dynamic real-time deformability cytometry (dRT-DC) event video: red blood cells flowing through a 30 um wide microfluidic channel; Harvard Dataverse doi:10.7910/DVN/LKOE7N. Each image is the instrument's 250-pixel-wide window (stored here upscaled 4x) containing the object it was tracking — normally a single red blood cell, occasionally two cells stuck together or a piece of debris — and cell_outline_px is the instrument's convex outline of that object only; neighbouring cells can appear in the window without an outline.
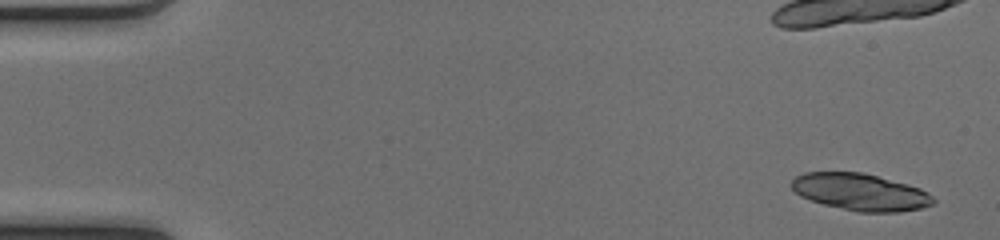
{"species": "common noctule bat (a hibernating species)", "species_latin": "Nyctalus noctula", "temperature_condition": "cold", "stored_images_in_passage": 16, "camera_frame_rate_fps": 3000, "um_per_image_px": 0.085, "animal": {"sex": "female", "body_mass_g": 17.0, "forearm_length_mm": 48.0}, "frame": {"image": 1, "passage_image": 1, "time_ms": 0.0, "image_size_px": [1000, 240], "cell_outline_px": [[936, 204], [920, 208], [900, 212], [860, 212], [824, 204], [800, 196], [788, 184], [796, 176], [804, 172], [864, 172], [908, 184], [920, 188], [928, 192], [936, 200]], "centroid_in_image_um": [73.15, 16.31], "position_along_channel_um": 11.8, "area_um2": 30.63}}